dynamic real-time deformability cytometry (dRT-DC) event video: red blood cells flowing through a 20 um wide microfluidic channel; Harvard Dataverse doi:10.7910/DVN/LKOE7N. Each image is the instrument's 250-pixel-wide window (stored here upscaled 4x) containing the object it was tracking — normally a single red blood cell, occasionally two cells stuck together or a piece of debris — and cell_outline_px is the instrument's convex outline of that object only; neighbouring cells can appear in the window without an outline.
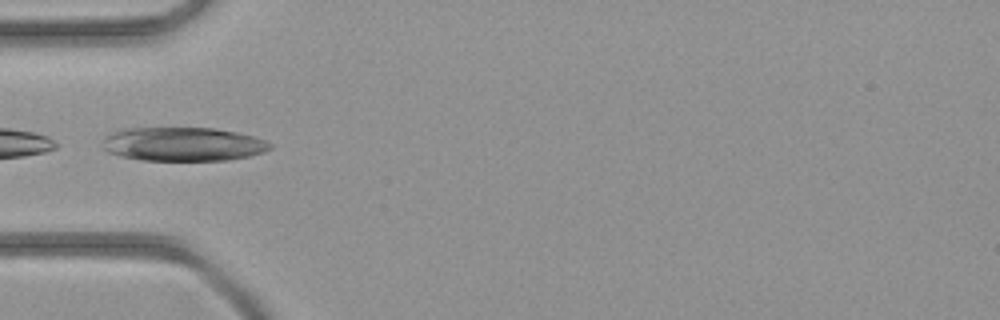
{"species": "common noctule bat (a hibernating species)", "species_latin": "Nyctalus noctula", "temperature_condition": "room temperature", "stored_images_in_passage": 5, "camera_frame_rate_fps": 3000, "um_per_image_px": 0.085, "animal": {"sex": "female", "body_mass_g": 21.9}, "frame": {"image": 1, "passage_image": 1, "time_ms": 0.0, "image_size_px": [1000, 320], "cell_outline_px": [[272, 148], [264, 152], [248, 156], [228, 160], [140, 160], [120, 156], [108, 152], [100, 144], [104, 136], [112, 132], [124, 128], [212, 128], [236, 132], [256, 136], [272, 144]], "centroid_in_image_um": [15.53, 12.25], "position_along_channel_um": 69.5, "area_um2": 33.23}}